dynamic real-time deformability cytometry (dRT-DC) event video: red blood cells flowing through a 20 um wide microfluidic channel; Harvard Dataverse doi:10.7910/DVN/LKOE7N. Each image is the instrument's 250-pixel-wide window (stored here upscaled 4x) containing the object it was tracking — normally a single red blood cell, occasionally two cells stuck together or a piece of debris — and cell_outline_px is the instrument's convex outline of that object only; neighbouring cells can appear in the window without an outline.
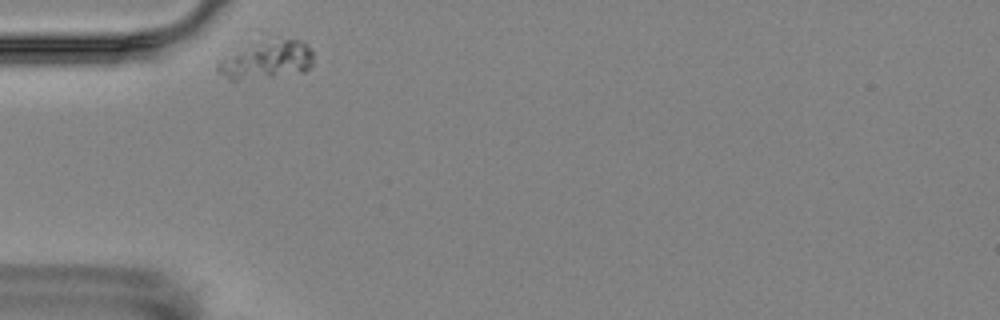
{"species": "Egyptian fruit bat (a non-hibernating species)", "species_latin": "Rousettus aegyptiacus", "temperature_condition": "room temperature", "stored_images_in_passage": 2, "camera_frame_rate_fps": 3000, "um_per_image_px": 0.085, "animal": {"sex": "female"}, "frame": {"image": 1, "passage_image": 1, "time_ms": 0.0, "image_size_px": [1000, 320], "cell_outline_px": [[312, 64], [304, 72], [272, 76], [236, 80], [232, 80], [216, 72], [216, 64], [220, 60], [240, 52], [284, 40], [304, 40], [308, 44], [312, 52]], "centroid_in_image_um": [22.74, 5.18], "position_along_channel_um": 62.3, "area_um2": 19.54}}
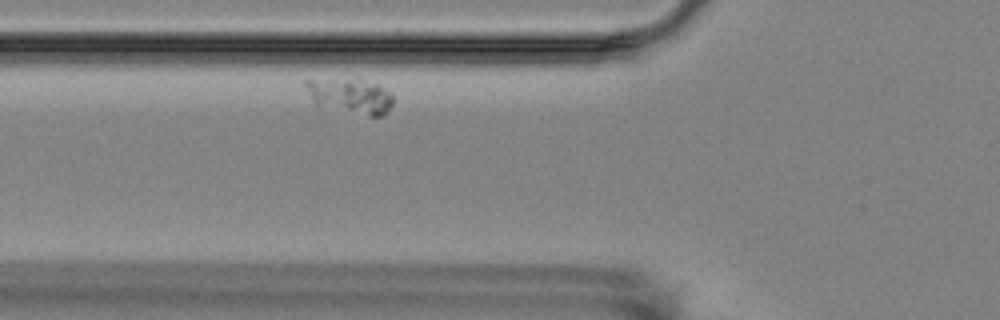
{"frame": {"image": 2, "passage_image": 2, "time_ms": 1.333, "image_size_px": [1000, 320], "cell_outline_px": [[392, 104], [388, 112], [380, 116], [368, 116], [316, 108], [304, 84], [304, 80], [348, 80], [376, 84], [388, 92], [392, 96]], "centroid_in_image_um": [29.71, 8.24], "position_along_channel_um": 96.1, "area_um2": 17.8}}